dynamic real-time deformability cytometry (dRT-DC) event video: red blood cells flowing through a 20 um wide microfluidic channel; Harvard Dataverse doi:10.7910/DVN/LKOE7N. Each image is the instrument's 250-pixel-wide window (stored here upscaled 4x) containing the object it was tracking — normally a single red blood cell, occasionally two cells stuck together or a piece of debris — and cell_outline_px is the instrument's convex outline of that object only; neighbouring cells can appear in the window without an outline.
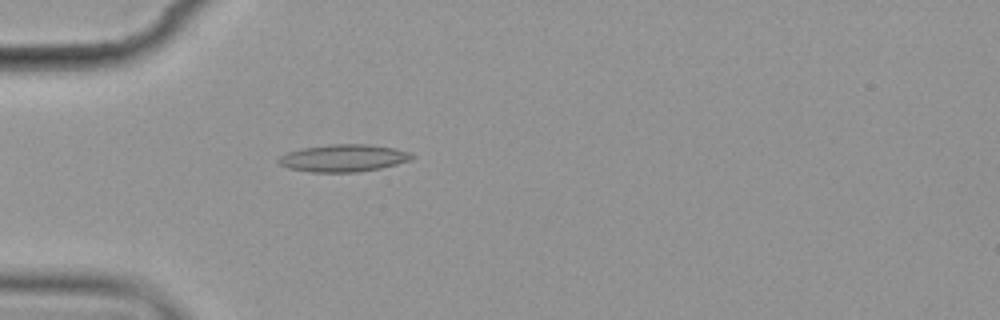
{"species": "common noctule bat (a hibernating species)", "species_latin": "Nyctalus noctula", "temperature_condition": "cold", "stored_images_in_passage": 1, "camera_frame_rate_fps": 3000, "um_per_image_px": 0.085, "animal": {"sex": "female", "body_mass_g": 19.9}, "frame": {"image": 1, "passage_image": 1, "time_ms": 0.0, "image_size_px": [1000, 320], "cell_outline_px": [[416, 156], [408, 160], [396, 164], [380, 168], [356, 172], [312, 172], [288, 168], [280, 164], [276, 160], [280, 156], [288, 152], [300, 148], [328, 144], [368, 144], [396, 148], [412, 152]], "centroid_in_image_um": [29.2, 13.42], "position_along_channel_um": 55.8, "area_um2": 21.33}}